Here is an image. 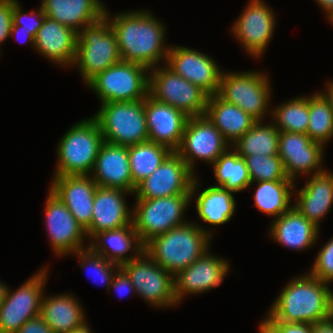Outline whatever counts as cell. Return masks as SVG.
<instances>
[{"label":"cell","mask_w":333,"mask_h":333,"mask_svg":"<svg viewBox=\"0 0 333 333\" xmlns=\"http://www.w3.org/2000/svg\"><path fill=\"white\" fill-rule=\"evenodd\" d=\"M104 16L115 33L121 61L151 70L158 62L167 60L169 48L163 45L165 28L153 15L143 10L117 14L113 19L105 11Z\"/></svg>","instance_id":"6da1fadb"},{"label":"cell","mask_w":333,"mask_h":333,"mask_svg":"<svg viewBox=\"0 0 333 333\" xmlns=\"http://www.w3.org/2000/svg\"><path fill=\"white\" fill-rule=\"evenodd\" d=\"M269 321L311 323L333 315V292L328 283L305 274L285 286L267 314Z\"/></svg>","instance_id":"7a4b0ae2"},{"label":"cell","mask_w":333,"mask_h":333,"mask_svg":"<svg viewBox=\"0 0 333 333\" xmlns=\"http://www.w3.org/2000/svg\"><path fill=\"white\" fill-rule=\"evenodd\" d=\"M212 234L195 223L187 222L144 245L146 254L173 276L187 268L208 251Z\"/></svg>","instance_id":"3957f363"},{"label":"cell","mask_w":333,"mask_h":333,"mask_svg":"<svg viewBox=\"0 0 333 333\" xmlns=\"http://www.w3.org/2000/svg\"><path fill=\"white\" fill-rule=\"evenodd\" d=\"M103 142L100 126L94 117L72 126L58 143L59 160L54 176L88 175Z\"/></svg>","instance_id":"277c9868"},{"label":"cell","mask_w":333,"mask_h":333,"mask_svg":"<svg viewBox=\"0 0 333 333\" xmlns=\"http://www.w3.org/2000/svg\"><path fill=\"white\" fill-rule=\"evenodd\" d=\"M198 187L195 176L191 194H181L153 199H136L132 223L143 245L155 236L186 224L183 213Z\"/></svg>","instance_id":"5b68a950"},{"label":"cell","mask_w":333,"mask_h":333,"mask_svg":"<svg viewBox=\"0 0 333 333\" xmlns=\"http://www.w3.org/2000/svg\"><path fill=\"white\" fill-rule=\"evenodd\" d=\"M120 61L117 39L105 16L78 33L73 65L78 66L86 84L98 73Z\"/></svg>","instance_id":"8992f818"},{"label":"cell","mask_w":333,"mask_h":333,"mask_svg":"<svg viewBox=\"0 0 333 333\" xmlns=\"http://www.w3.org/2000/svg\"><path fill=\"white\" fill-rule=\"evenodd\" d=\"M93 117L105 142L131 146L149 141L144 99L102 103Z\"/></svg>","instance_id":"52a82bcc"},{"label":"cell","mask_w":333,"mask_h":333,"mask_svg":"<svg viewBox=\"0 0 333 333\" xmlns=\"http://www.w3.org/2000/svg\"><path fill=\"white\" fill-rule=\"evenodd\" d=\"M150 70L136 63L120 61L93 77L87 86L97 93L101 104L138 101L149 95Z\"/></svg>","instance_id":"ba28073f"},{"label":"cell","mask_w":333,"mask_h":333,"mask_svg":"<svg viewBox=\"0 0 333 333\" xmlns=\"http://www.w3.org/2000/svg\"><path fill=\"white\" fill-rule=\"evenodd\" d=\"M151 74L149 75L151 97L183 111L188 117L205 114L208 95L198 86L168 67H155Z\"/></svg>","instance_id":"9c48e42d"},{"label":"cell","mask_w":333,"mask_h":333,"mask_svg":"<svg viewBox=\"0 0 333 333\" xmlns=\"http://www.w3.org/2000/svg\"><path fill=\"white\" fill-rule=\"evenodd\" d=\"M268 76L260 72L221 73L218 95L241 108L244 112L261 121L270 100Z\"/></svg>","instance_id":"30bf717a"},{"label":"cell","mask_w":333,"mask_h":333,"mask_svg":"<svg viewBox=\"0 0 333 333\" xmlns=\"http://www.w3.org/2000/svg\"><path fill=\"white\" fill-rule=\"evenodd\" d=\"M120 267L130 277L135 292L153 306L167 307L178 304L174 276L154 262L145 251Z\"/></svg>","instance_id":"8fae6325"},{"label":"cell","mask_w":333,"mask_h":333,"mask_svg":"<svg viewBox=\"0 0 333 333\" xmlns=\"http://www.w3.org/2000/svg\"><path fill=\"white\" fill-rule=\"evenodd\" d=\"M47 271L41 269L14 292L7 289L0 304V333H16L28 320L40 315Z\"/></svg>","instance_id":"7c38bea8"},{"label":"cell","mask_w":333,"mask_h":333,"mask_svg":"<svg viewBox=\"0 0 333 333\" xmlns=\"http://www.w3.org/2000/svg\"><path fill=\"white\" fill-rule=\"evenodd\" d=\"M194 173L176 151H172L162 164L136 185V199H153L191 194Z\"/></svg>","instance_id":"4fadbf2b"},{"label":"cell","mask_w":333,"mask_h":333,"mask_svg":"<svg viewBox=\"0 0 333 333\" xmlns=\"http://www.w3.org/2000/svg\"><path fill=\"white\" fill-rule=\"evenodd\" d=\"M228 145L205 115L195 116L188 118L182 141L176 152L194 173L196 158L213 164L228 149Z\"/></svg>","instance_id":"5bb4252c"},{"label":"cell","mask_w":333,"mask_h":333,"mask_svg":"<svg viewBox=\"0 0 333 333\" xmlns=\"http://www.w3.org/2000/svg\"><path fill=\"white\" fill-rule=\"evenodd\" d=\"M165 63L174 73L198 86L208 96L218 94L222 71L208 55L187 47H169Z\"/></svg>","instance_id":"9a60e30c"},{"label":"cell","mask_w":333,"mask_h":333,"mask_svg":"<svg viewBox=\"0 0 333 333\" xmlns=\"http://www.w3.org/2000/svg\"><path fill=\"white\" fill-rule=\"evenodd\" d=\"M45 218L52 249L58 256L85 249V229L77 222L64 203L49 190Z\"/></svg>","instance_id":"2e32d148"},{"label":"cell","mask_w":333,"mask_h":333,"mask_svg":"<svg viewBox=\"0 0 333 333\" xmlns=\"http://www.w3.org/2000/svg\"><path fill=\"white\" fill-rule=\"evenodd\" d=\"M274 14L263 1L250 0L234 23L232 32L251 56H262L269 44L276 24Z\"/></svg>","instance_id":"e0dca14e"},{"label":"cell","mask_w":333,"mask_h":333,"mask_svg":"<svg viewBox=\"0 0 333 333\" xmlns=\"http://www.w3.org/2000/svg\"><path fill=\"white\" fill-rule=\"evenodd\" d=\"M323 149L322 143L311 140L307 134L294 132L279 134L278 156L283 161L287 177L293 182L296 174L307 175L313 170L314 174H317L324 171L320 167Z\"/></svg>","instance_id":"ac0fdd59"},{"label":"cell","mask_w":333,"mask_h":333,"mask_svg":"<svg viewBox=\"0 0 333 333\" xmlns=\"http://www.w3.org/2000/svg\"><path fill=\"white\" fill-rule=\"evenodd\" d=\"M148 139L176 151L182 141L188 116L150 95L144 99Z\"/></svg>","instance_id":"d6986e66"},{"label":"cell","mask_w":333,"mask_h":333,"mask_svg":"<svg viewBox=\"0 0 333 333\" xmlns=\"http://www.w3.org/2000/svg\"><path fill=\"white\" fill-rule=\"evenodd\" d=\"M54 177L50 190L59 197L77 222L86 230L92 221L97 184L89 175Z\"/></svg>","instance_id":"ffe728a7"},{"label":"cell","mask_w":333,"mask_h":333,"mask_svg":"<svg viewBox=\"0 0 333 333\" xmlns=\"http://www.w3.org/2000/svg\"><path fill=\"white\" fill-rule=\"evenodd\" d=\"M224 259L209 255L207 251L198 260L174 276L175 297L181 301L183 295L198 294L218 287L229 270Z\"/></svg>","instance_id":"44dd1931"},{"label":"cell","mask_w":333,"mask_h":333,"mask_svg":"<svg viewBox=\"0 0 333 333\" xmlns=\"http://www.w3.org/2000/svg\"><path fill=\"white\" fill-rule=\"evenodd\" d=\"M91 177L99 187L119 188L133 193L128 146L103 142L100 146Z\"/></svg>","instance_id":"7402d4cb"},{"label":"cell","mask_w":333,"mask_h":333,"mask_svg":"<svg viewBox=\"0 0 333 333\" xmlns=\"http://www.w3.org/2000/svg\"><path fill=\"white\" fill-rule=\"evenodd\" d=\"M126 193L130 194L119 188L97 187L94 194L91 225L85 230L90 240L98 232L115 230L133 224V212L129 211L124 199Z\"/></svg>","instance_id":"603a6c76"},{"label":"cell","mask_w":333,"mask_h":333,"mask_svg":"<svg viewBox=\"0 0 333 333\" xmlns=\"http://www.w3.org/2000/svg\"><path fill=\"white\" fill-rule=\"evenodd\" d=\"M78 33L61 23L45 17L35 37V47L49 60L72 66L76 57Z\"/></svg>","instance_id":"cb8c5ba5"},{"label":"cell","mask_w":333,"mask_h":333,"mask_svg":"<svg viewBox=\"0 0 333 333\" xmlns=\"http://www.w3.org/2000/svg\"><path fill=\"white\" fill-rule=\"evenodd\" d=\"M41 6L46 17L77 33L82 27L100 20L106 11L99 0H43Z\"/></svg>","instance_id":"d4e9b609"},{"label":"cell","mask_w":333,"mask_h":333,"mask_svg":"<svg viewBox=\"0 0 333 333\" xmlns=\"http://www.w3.org/2000/svg\"><path fill=\"white\" fill-rule=\"evenodd\" d=\"M310 178L299 190L293 207L319 228L320 220L333 204V174L324 170Z\"/></svg>","instance_id":"484cf974"},{"label":"cell","mask_w":333,"mask_h":333,"mask_svg":"<svg viewBox=\"0 0 333 333\" xmlns=\"http://www.w3.org/2000/svg\"><path fill=\"white\" fill-rule=\"evenodd\" d=\"M204 115L215 125L228 144L229 141L235 144L256 122L241 108L228 103L218 94L208 96Z\"/></svg>","instance_id":"4316f807"},{"label":"cell","mask_w":333,"mask_h":333,"mask_svg":"<svg viewBox=\"0 0 333 333\" xmlns=\"http://www.w3.org/2000/svg\"><path fill=\"white\" fill-rule=\"evenodd\" d=\"M91 239L89 248L94 253L120 266L137 258L144 251V245L141 243L133 224L115 230L98 232ZM131 249L135 251L137 256L125 257L126 252Z\"/></svg>","instance_id":"83f0119b"},{"label":"cell","mask_w":333,"mask_h":333,"mask_svg":"<svg viewBox=\"0 0 333 333\" xmlns=\"http://www.w3.org/2000/svg\"><path fill=\"white\" fill-rule=\"evenodd\" d=\"M270 231L272 238L281 245L304 250L315 243L319 228L292 206L274 220Z\"/></svg>","instance_id":"f1b7e54d"},{"label":"cell","mask_w":333,"mask_h":333,"mask_svg":"<svg viewBox=\"0 0 333 333\" xmlns=\"http://www.w3.org/2000/svg\"><path fill=\"white\" fill-rule=\"evenodd\" d=\"M72 295L42 296L40 316L54 333H69L85 322L84 311Z\"/></svg>","instance_id":"f546056e"},{"label":"cell","mask_w":333,"mask_h":333,"mask_svg":"<svg viewBox=\"0 0 333 333\" xmlns=\"http://www.w3.org/2000/svg\"><path fill=\"white\" fill-rule=\"evenodd\" d=\"M232 193L216 185L203 190L196 200V210L201 220L216 226L228 222L236 207Z\"/></svg>","instance_id":"4dcf8cb0"},{"label":"cell","mask_w":333,"mask_h":333,"mask_svg":"<svg viewBox=\"0 0 333 333\" xmlns=\"http://www.w3.org/2000/svg\"><path fill=\"white\" fill-rule=\"evenodd\" d=\"M171 152L168 147L151 141L128 146L133 194L136 185L150 176Z\"/></svg>","instance_id":"1f68e13d"},{"label":"cell","mask_w":333,"mask_h":333,"mask_svg":"<svg viewBox=\"0 0 333 333\" xmlns=\"http://www.w3.org/2000/svg\"><path fill=\"white\" fill-rule=\"evenodd\" d=\"M258 187L254 194L255 206L267 214L280 217L290 208L291 190L295 184L291 180H274L257 182Z\"/></svg>","instance_id":"d6a6232c"},{"label":"cell","mask_w":333,"mask_h":333,"mask_svg":"<svg viewBox=\"0 0 333 333\" xmlns=\"http://www.w3.org/2000/svg\"><path fill=\"white\" fill-rule=\"evenodd\" d=\"M279 134L280 131L274 123L263 126L261 121H256L253 127L234 144L233 149L239 156L278 155Z\"/></svg>","instance_id":"836d02e7"},{"label":"cell","mask_w":333,"mask_h":333,"mask_svg":"<svg viewBox=\"0 0 333 333\" xmlns=\"http://www.w3.org/2000/svg\"><path fill=\"white\" fill-rule=\"evenodd\" d=\"M228 148L216 161L214 166V174L217 183L224 189L233 191L234 193L243 191L251 185V180L243 157Z\"/></svg>","instance_id":"e575fe53"},{"label":"cell","mask_w":333,"mask_h":333,"mask_svg":"<svg viewBox=\"0 0 333 333\" xmlns=\"http://www.w3.org/2000/svg\"><path fill=\"white\" fill-rule=\"evenodd\" d=\"M307 136L323 145L333 137V109L322 92L309 97Z\"/></svg>","instance_id":"d590c367"},{"label":"cell","mask_w":333,"mask_h":333,"mask_svg":"<svg viewBox=\"0 0 333 333\" xmlns=\"http://www.w3.org/2000/svg\"><path fill=\"white\" fill-rule=\"evenodd\" d=\"M274 110V111H273ZM273 112L275 126L280 132L307 134L309 124V97L294 98L281 104Z\"/></svg>","instance_id":"8d00e7d4"},{"label":"cell","mask_w":333,"mask_h":333,"mask_svg":"<svg viewBox=\"0 0 333 333\" xmlns=\"http://www.w3.org/2000/svg\"><path fill=\"white\" fill-rule=\"evenodd\" d=\"M248 168L251 184L260 181L289 180L283 161L278 155L240 156Z\"/></svg>","instance_id":"74e56055"},{"label":"cell","mask_w":333,"mask_h":333,"mask_svg":"<svg viewBox=\"0 0 333 333\" xmlns=\"http://www.w3.org/2000/svg\"><path fill=\"white\" fill-rule=\"evenodd\" d=\"M75 254L81 259L80 265L82 268H92V273L93 275L95 274L94 276L98 277L99 283L101 281V283L107 284V290H109V288H111L110 285L114 276L113 270L119 269L120 265L94 253L89 247L77 251ZM94 282H96V280H94Z\"/></svg>","instance_id":"f35d334b"},{"label":"cell","mask_w":333,"mask_h":333,"mask_svg":"<svg viewBox=\"0 0 333 333\" xmlns=\"http://www.w3.org/2000/svg\"><path fill=\"white\" fill-rule=\"evenodd\" d=\"M308 273L328 284L333 281V238L319 251Z\"/></svg>","instance_id":"ab89813d"},{"label":"cell","mask_w":333,"mask_h":333,"mask_svg":"<svg viewBox=\"0 0 333 333\" xmlns=\"http://www.w3.org/2000/svg\"><path fill=\"white\" fill-rule=\"evenodd\" d=\"M39 8L40 9L37 12L31 11V13L25 14L21 10L19 1L16 0L13 4L12 25H14L18 30L30 31L36 37L37 32L42 26L43 21L46 17L43 7L40 6ZM26 16H30V19H32L33 17L36 19L33 18L34 20L29 19L28 21L26 20Z\"/></svg>","instance_id":"60d3db41"},{"label":"cell","mask_w":333,"mask_h":333,"mask_svg":"<svg viewBox=\"0 0 333 333\" xmlns=\"http://www.w3.org/2000/svg\"><path fill=\"white\" fill-rule=\"evenodd\" d=\"M261 333H312L311 323H286L269 321L267 318L260 324Z\"/></svg>","instance_id":"b9f144b4"},{"label":"cell","mask_w":333,"mask_h":333,"mask_svg":"<svg viewBox=\"0 0 333 333\" xmlns=\"http://www.w3.org/2000/svg\"><path fill=\"white\" fill-rule=\"evenodd\" d=\"M16 0H0V45L10 37L13 4Z\"/></svg>","instance_id":"7bdbcfd3"},{"label":"cell","mask_w":333,"mask_h":333,"mask_svg":"<svg viewBox=\"0 0 333 333\" xmlns=\"http://www.w3.org/2000/svg\"><path fill=\"white\" fill-rule=\"evenodd\" d=\"M116 271L117 274L115 272L110 286H112V288L115 289L120 295H125V292L129 294L131 291H135L128 274L121 267Z\"/></svg>","instance_id":"ee69618b"},{"label":"cell","mask_w":333,"mask_h":333,"mask_svg":"<svg viewBox=\"0 0 333 333\" xmlns=\"http://www.w3.org/2000/svg\"><path fill=\"white\" fill-rule=\"evenodd\" d=\"M16 333H54L39 315L25 322Z\"/></svg>","instance_id":"f6af8a7d"},{"label":"cell","mask_w":333,"mask_h":333,"mask_svg":"<svg viewBox=\"0 0 333 333\" xmlns=\"http://www.w3.org/2000/svg\"><path fill=\"white\" fill-rule=\"evenodd\" d=\"M312 333H333V315L312 324Z\"/></svg>","instance_id":"bcb514c9"},{"label":"cell","mask_w":333,"mask_h":333,"mask_svg":"<svg viewBox=\"0 0 333 333\" xmlns=\"http://www.w3.org/2000/svg\"><path fill=\"white\" fill-rule=\"evenodd\" d=\"M19 33H22L21 35L25 36V42L30 41L31 45H33V47H35V43H34L35 36L30 31L18 30L14 25H12L10 35L17 36Z\"/></svg>","instance_id":"7dc6e473"},{"label":"cell","mask_w":333,"mask_h":333,"mask_svg":"<svg viewBox=\"0 0 333 333\" xmlns=\"http://www.w3.org/2000/svg\"><path fill=\"white\" fill-rule=\"evenodd\" d=\"M324 11H327L328 18L331 20L333 18V0H315Z\"/></svg>","instance_id":"c3c4849f"},{"label":"cell","mask_w":333,"mask_h":333,"mask_svg":"<svg viewBox=\"0 0 333 333\" xmlns=\"http://www.w3.org/2000/svg\"><path fill=\"white\" fill-rule=\"evenodd\" d=\"M327 87V91L326 93L324 92L323 95L328 99L330 106L333 109V82H328Z\"/></svg>","instance_id":"681fc988"},{"label":"cell","mask_w":333,"mask_h":333,"mask_svg":"<svg viewBox=\"0 0 333 333\" xmlns=\"http://www.w3.org/2000/svg\"><path fill=\"white\" fill-rule=\"evenodd\" d=\"M69 333H91V330L87 325V323L84 322L81 326L77 327L76 329H73Z\"/></svg>","instance_id":"f907efd6"},{"label":"cell","mask_w":333,"mask_h":333,"mask_svg":"<svg viewBox=\"0 0 333 333\" xmlns=\"http://www.w3.org/2000/svg\"><path fill=\"white\" fill-rule=\"evenodd\" d=\"M7 286L2 284L0 282V304L3 302V300L5 299V295H6V292H7Z\"/></svg>","instance_id":"816d5d0a"}]
</instances>
